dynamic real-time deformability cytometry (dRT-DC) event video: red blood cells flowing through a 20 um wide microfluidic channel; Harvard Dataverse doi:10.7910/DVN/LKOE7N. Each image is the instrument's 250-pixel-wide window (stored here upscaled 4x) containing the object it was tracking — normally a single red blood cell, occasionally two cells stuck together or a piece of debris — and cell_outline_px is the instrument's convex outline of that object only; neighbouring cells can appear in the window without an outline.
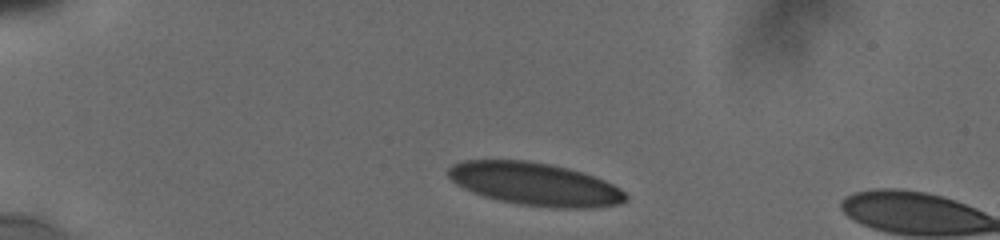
{"species": "human", "species_latin": "Homo sapiens", "temperature_condition": "cold", "stored_images_in_passage": 19, "camera_frame_rate_fps": 3000, "um_per_image_px": 0.085, "donor": {"sex": "male"}, "frame": {"image": 1, "passage_image": 1, "time_ms": 0.0, "image_size_px": [1000, 240], "cell_outline_px": [[628, 200], [620, 204], [592, 208], [556, 208], [520, 204], [500, 200], [484, 196], [472, 192], [456, 184], [448, 176], [448, 168], [452, 164], [464, 160], [528, 160], [568, 168], [584, 172], [604, 180], [620, 188], [628, 196]], "centroid_in_image_um": [45.49, 15.64], "position_along_channel_um": 39.5, "area_um2": 44.39}}
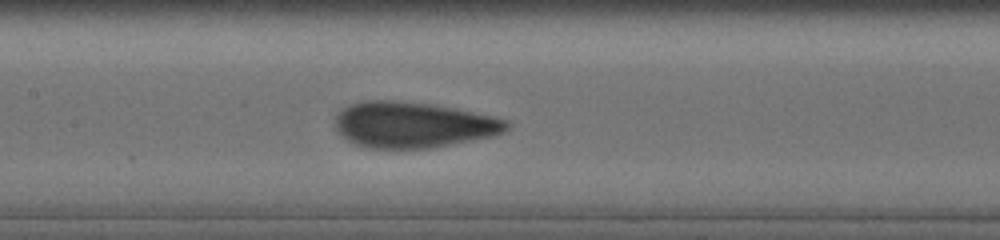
{"frame": {"image": 2, "passage_image": 14, "time_ms": 5.0, "image_size_px": [1000, 240], "cell_outline_px": [[512, 124], [504, 132], [496, 136], [432, 148], [372, 148], [356, 144], [340, 136], [336, 128], [336, 112], [340, 108], [348, 104], [364, 100], [396, 100], [432, 104], [472, 112], [508, 120]], "centroid_in_image_um": [35.1, 10.6], "position_along_channel_um": 172.3, "area_um2": 46.18}}
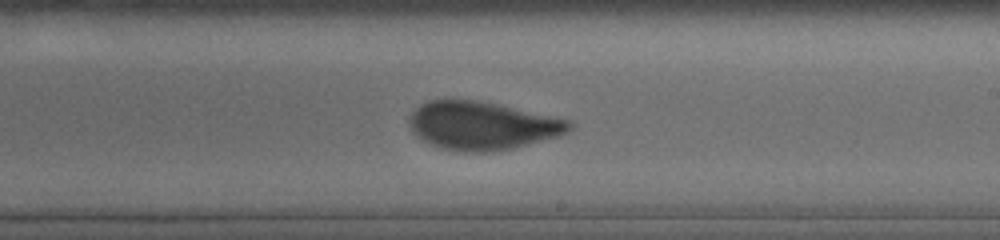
{"frame": {"image": 3, "passage_image": 19, "time_ms": 7.0, "image_size_px": [1000, 240], "cell_outline_px": [[576, 124], [568, 132], [560, 136], [512, 148], [492, 152], [464, 152], [440, 148], [428, 144], [416, 136], [412, 132], [408, 120], [408, 116], [420, 104], [428, 100], [472, 100], [572, 120]], "centroid_in_image_um": [40.97, 10.7], "position_along_channel_um": 248.0, "area_um2": 44.91}}